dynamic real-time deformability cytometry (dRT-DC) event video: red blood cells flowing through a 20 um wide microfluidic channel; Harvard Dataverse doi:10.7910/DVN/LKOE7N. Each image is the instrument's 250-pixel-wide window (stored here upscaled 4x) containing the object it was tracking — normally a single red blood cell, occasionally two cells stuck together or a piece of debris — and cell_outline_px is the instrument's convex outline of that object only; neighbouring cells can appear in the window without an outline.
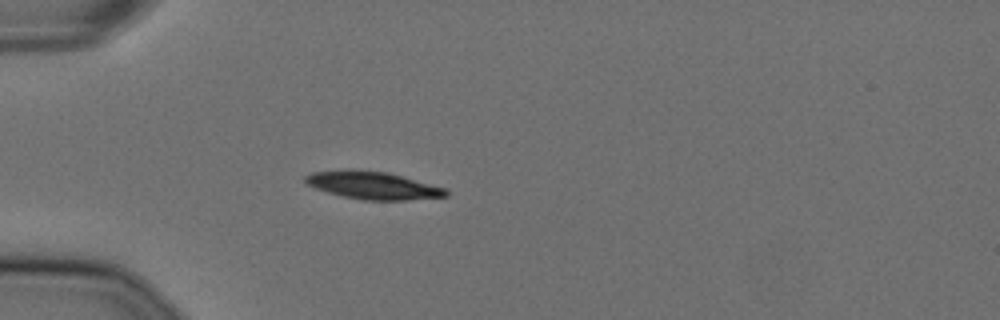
{"species": "Egyptian fruit bat (a non-hibernating species)", "species_latin": "Rousettus aegyptiacus", "temperature_condition": "cold", "stored_images_in_passage": 10, "camera_frame_rate_fps": 3000, "um_per_image_px": 0.085, "animal": {"sex": "female"}, "frame": {"image": 1, "passage_image": 1, "time_ms": 0.0, "image_size_px": [1000, 320], "cell_outline_px": [[448, 196], [404, 200], [364, 200], [344, 196], [328, 192], [316, 188], [308, 184], [304, 180], [304, 176], [312, 172], [388, 172], [448, 188]], "centroid_in_image_um": [31.81, 15.8], "position_along_channel_um": 53.2, "area_um2": 21.73}}
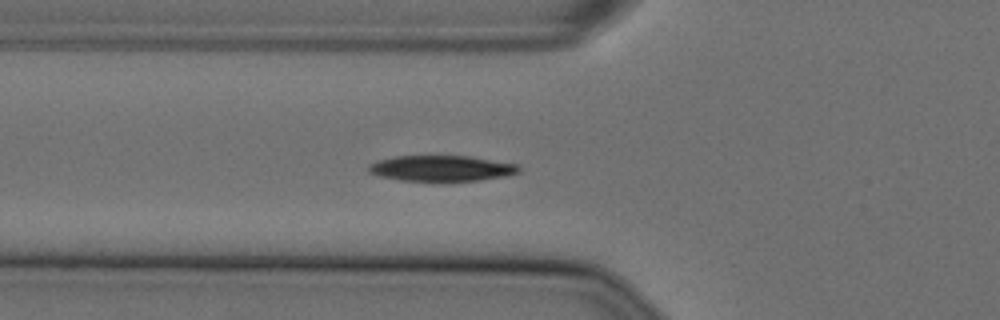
{"frame": {"image": 2, "passage_image": 5, "time_ms": 1.333, "image_size_px": [1000, 320], "cell_outline_px": [[520, 172], [508, 176], [480, 180], [400, 180], [380, 176], [368, 172], [368, 164], [380, 160], [396, 156], [468, 156], [520, 164]], "centroid_in_image_um": [37.58, 14.3], "position_along_channel_um": 88.2, "area_um2": 22.37}}